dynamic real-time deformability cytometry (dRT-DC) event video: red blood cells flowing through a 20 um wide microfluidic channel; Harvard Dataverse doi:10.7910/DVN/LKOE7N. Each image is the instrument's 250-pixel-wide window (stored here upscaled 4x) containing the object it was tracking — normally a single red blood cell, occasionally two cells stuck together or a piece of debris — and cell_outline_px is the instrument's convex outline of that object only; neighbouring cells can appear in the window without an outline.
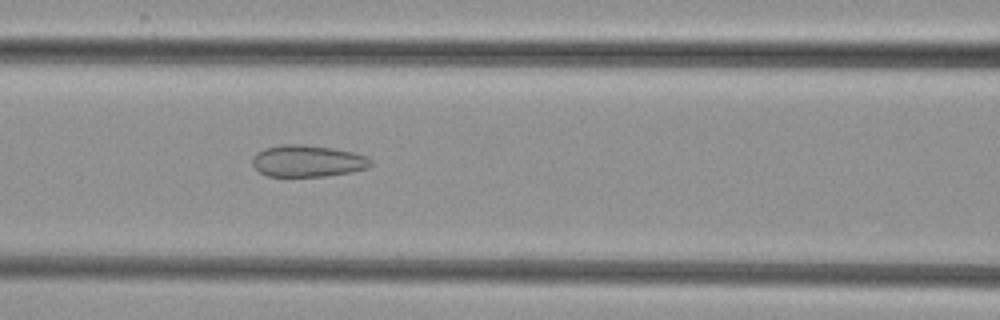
{"species": "common noctule bat (a hibernating species)", "species_latin": "Nyctalus noctula", "temperature_condition": "cold", "stored_images_in_passage": 5, "camera_frame_rate_fps": 3000, "um_per_image_px": 0.085, "animal": {"sex": "female", "body_mass_g": 29.2, "forearm_length_mm": 56.3}, "frame": {"image": 1, "passage_image": 5, "time_ms": 4.333, "image_size_px": [1000, 320], "cell_outline_px": [[372, 164], [368, 168], [352, 172], [324, 176], [268, 176], [260, 172], [252, 164], [252, 160], [256, 152], [264, 148], [280, 144], [304, 144], [332, 148], [352, 152], [368, 156], [372, 160]], "centroid_in_image_um": [26.16, 13.68], "position_along_channel_um": 140.4, "area_um2": 22.02}}